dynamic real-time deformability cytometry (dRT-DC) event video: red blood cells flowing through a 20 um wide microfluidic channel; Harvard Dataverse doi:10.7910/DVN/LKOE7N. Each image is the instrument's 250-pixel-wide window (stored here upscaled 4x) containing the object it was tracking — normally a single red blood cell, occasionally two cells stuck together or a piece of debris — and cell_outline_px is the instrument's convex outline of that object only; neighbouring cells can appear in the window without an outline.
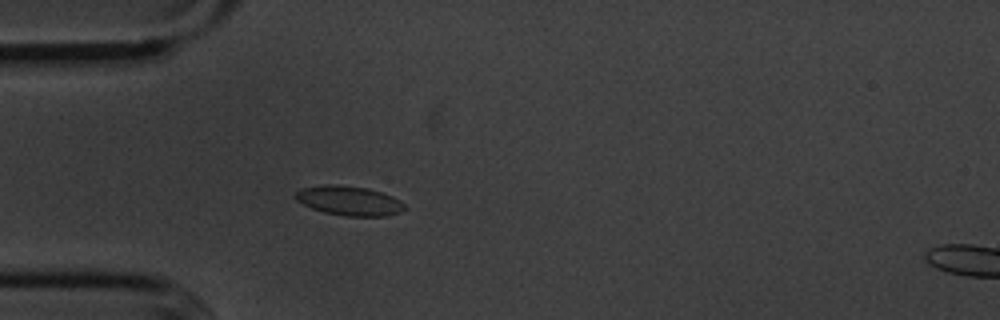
{"species": "common noctule bat (a hibernating species)", "species_latin": "Nyctalus noctula", "temperature_condition": "cold", "stored_images_in_passage": 55, "camera_frame_rate_fps": 3000, "um_per_image_px": 0.085, "animal": {"sex": "male", "body_mass_g": 20.1, "forearm_length_mm": 53.5}, "frame": {"image": 1, "passage_image": 15, "time_ms": 4.667, "image_size_px": [1000, 320], "cell_outline_px": [[408, 208], [400, 212], [388, 216], [344, 216], [324, 212], [312, 208], [296, 200], [296, 192], [300, 188], [328, 184], [336, 184], [368, 188], [392, 196], [400, 200]], "centroid_in_image_um": [29.71, 17.06], "position_along_channel_um": 55.3, "area_um2": 18.79}}
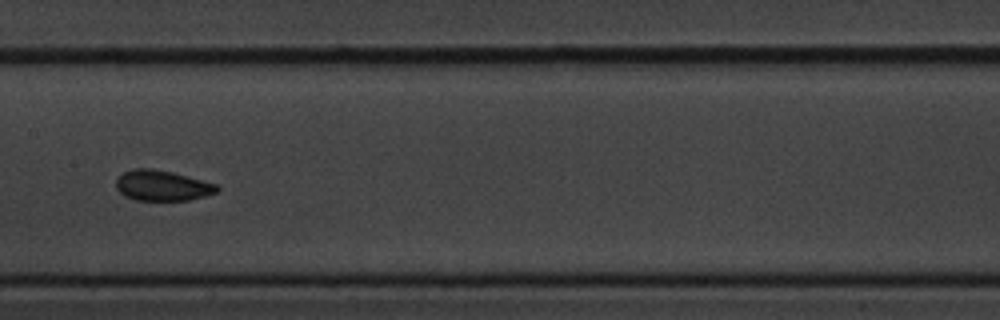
{"frame": {"image": 2, "passage_image": 27, "time_ms": 8.667, "image_size_px": [1000, 320], "cell_outline_px": [[220, 188], [216, 192], [204, 196], [188, 200], [136, 200], [124, 196], [116, 188], [116, 176], [132, 168], [152, 168], [172, 172], [216, 184]], "centroid_in_image_um": [13.74, 15.76], "position_along_channel_um": 193.7, "area_um2": 17.92}}
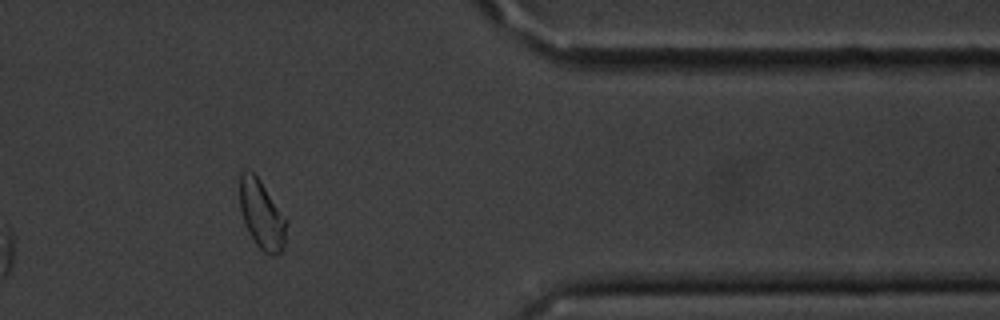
{"frame": {"image": 3, "passage_image": 45, "time_ms": 14.667, "image_size_px": [1000, 320], "cell_outline_px": [[288, 220], [284, 248], [280, 252], [264, 252], [256, 244], [248, 232], [240, 208], [240, 176], [248, 168], [260, 180]], "centroid_in_image_um": [22.26, 18.22], "position_along_channel_um": 389.1, "area_um2": 18.44}, "authors_computed_cell_mechanics": {"area_um2": 18.5538, "velocity_mm_per_s": 3.5893, "shape_relaxation_time_tau1_ms": 2.5732, "shape_relaxation_time_tau2_ms": 1.2921, "deformation_change_tau1": 0.0635, "deformation_change_tau2": 0.0554}}